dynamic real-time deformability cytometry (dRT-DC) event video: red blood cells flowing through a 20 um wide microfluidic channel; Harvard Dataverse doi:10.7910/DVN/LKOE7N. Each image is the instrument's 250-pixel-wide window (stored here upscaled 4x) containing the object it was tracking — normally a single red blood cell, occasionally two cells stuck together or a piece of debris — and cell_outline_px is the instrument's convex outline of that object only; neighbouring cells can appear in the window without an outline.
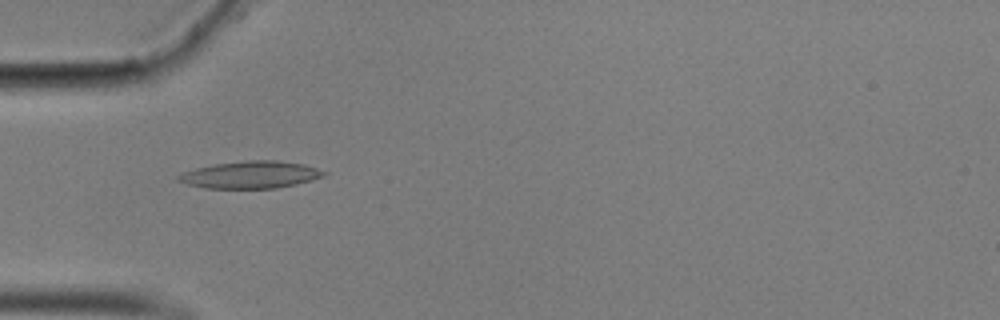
{"species": "common noctule bat (a hibernating species)", "species_latin": "Nyctalus noctula", "temperature_condition": "cold", "stored_images_in_passage": 29, "camera_frame_rate_fps": 3000, "um_per_image_px": 0.085, "animal": {"sex": "male", "body_mass_g": 17.9}, "frame": {"image": 1, "passage_image": 1, "time_ms": 0.0, "image_size_px": [1000, 320], "cell_outline_px": [[328, 172], [324, 176], [312, 180], [296, 184], [276, 188], [204, 188], [188, 184], [176, 180], [176, 176], [184, 172], [196, 168], [212, 164], [244, 160], [276, 160], [304, 164]], "centroid_in_image_um": [21.3, 14.84], "position_along_channel_um": 63.7, "area_um2": 23.12}}
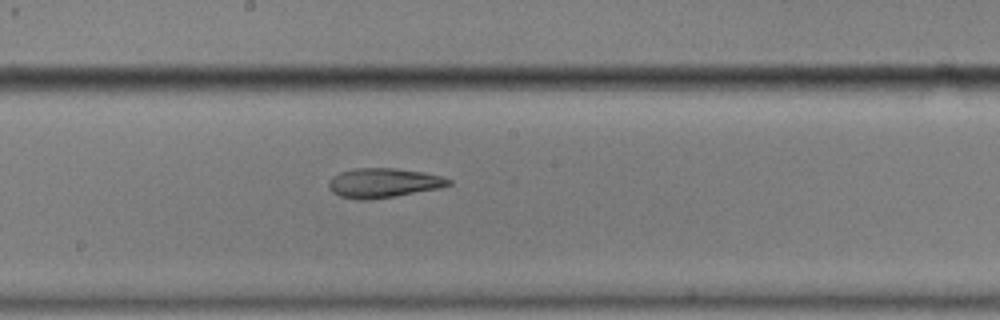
{"frame": {"image": 2, "passage_image": 14, "time_ms": 4.333, "image_size_px": [1000, 320], "cell_outline_px": [[452, 184], [440, 188], [368, 200], [356, 200], [340, 196], [332, 192], [328, 188], [328, 180], [332, 176], [340, 172], [352, 168], [396, 168], [424, 172], [444, 176], [452, 180]], "centroid_in_image_um": [32.57, 15.53], "position_along_channel_um": 215.6, "area_um2": 20.81}}
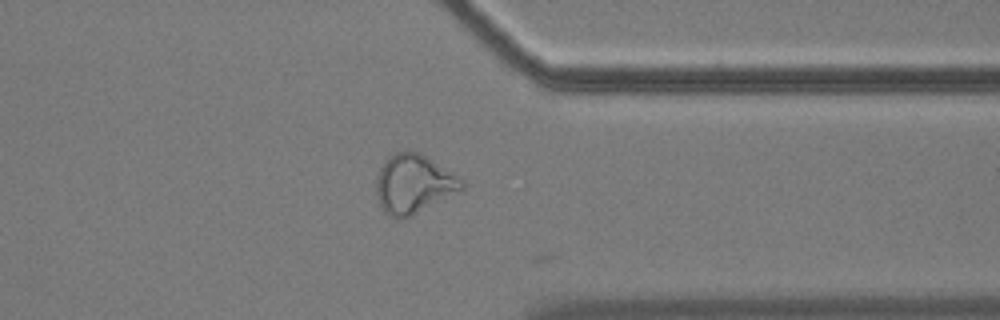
{"frame": {"image": 3, "passage_image": 28, "time_ms": 9.0, "image_size_px": [1000, 320], "cell_outline_px": [[464, 188], [412, 216], [396, 220], [388, 216], [384, 212], [380, 204], [376, 192], [376, 180], [380, 168], [384, 160], [388, 156], [396, 152], [416, 152], [424, 156], [464, 180]], "centroid_in_image_um": [35.11, 15.67], "position_along_channel_um": 376.3, "area_um2": 28.96}, "authors_computed_cell_mechanics": {"area_um2": 20.5768, "velocity_mm_per_s": 3.5248, "shape_relaxation_time_tau1_ms": null, "shape_relaxation_time_tau2_ms": 2.1759, "deformation_change_tau1": null, "deformation_change_tau2": 0.1019}}